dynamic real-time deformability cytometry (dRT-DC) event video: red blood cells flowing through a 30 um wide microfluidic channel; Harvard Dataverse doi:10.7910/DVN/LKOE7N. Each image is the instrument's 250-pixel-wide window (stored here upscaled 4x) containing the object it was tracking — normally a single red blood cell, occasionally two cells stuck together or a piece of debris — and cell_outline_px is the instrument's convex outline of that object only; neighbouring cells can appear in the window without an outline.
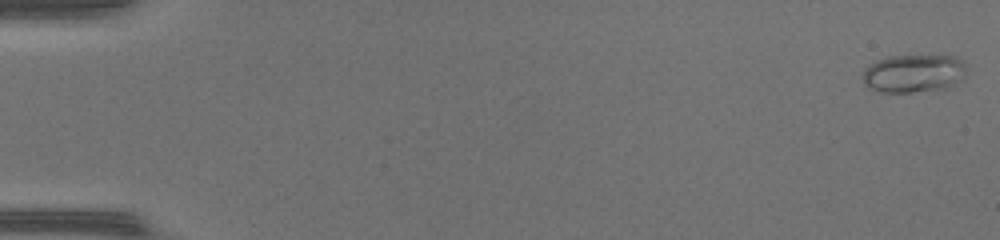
{"species": "common noctule bat (a hibernating species)", "species_latin": "Nyctalus noctula", "temperature_condition": "warm", "stored_images_in_passage": 48, "camera_frame_rate_fps": 3000, "um_per_image_px": 0.085, "animal": {"sex": "female", "body_mass_g": 17.0, "forearm_length_mm": 48.0}, "frame": {"image": 1, "passage_image": 1, "time_ms": 0.0, "image_size_px": [1000, 240], "cell_outline_px": [[964, 72], [948, 88], [912, 92], [880, 92], [864, 84], [864, 68], [876, 60], [892, 56], [952, 56], [960, 60], [964, 68]], "centroid_in_image_um": [77.58, 6.24], "position_along_channel_um": 7.4, "area_um2": 22.37}}
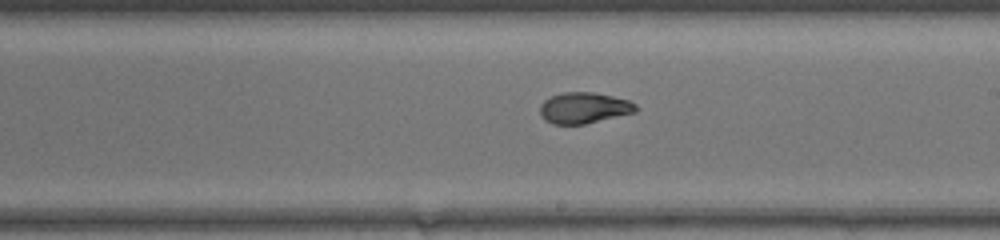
{"frame": {"image": 2, "passage_image": 29, "time_ms": 9.333, "image_size_px": [1000, 240], "cell_outline_px": [[640, 108], [636, 112], [584, 124], [552, 124], [544, 120], [540, 116], [540, 104], [544, 100], [552, 96], [564, 92], [592, 92], [612, 96], [628, 100], [636, 104]], "centroid_in_image_um": [49.63, 9.17], "position_along_channel_um": 239.4, "area_um2": 17.4}}
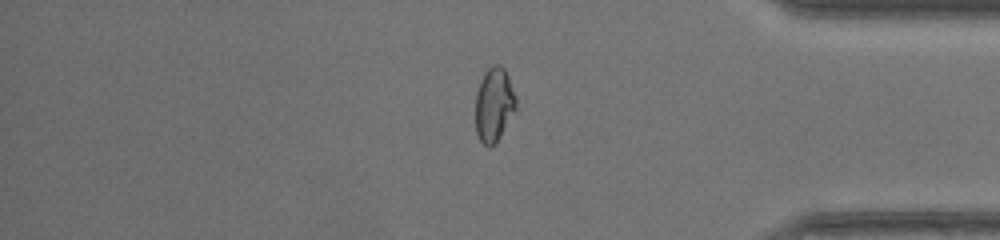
{"frame": {"image": 3, "passage_image": 41, "time_ms": 13.333, "image_size_px": [1000, 240], "cell_outline_px": [[516, 108], [496, 144], [488, 148], [480, 140], [476, 132], [476, 92], [480, 80], [484, 72], [492, 64], [500, 64], [504, 68], [508, 76], [516, 96]], "centroid_in_image_um": [41.99, 8.88], "position_along_channel_um": 393.2, "area_um2": 17.63}, "authors_computed_cell_mechanics": {"area_um2": 17.8891, "velocity_mm_per_s": 4.3657, "shape_relaxation_time_tau1_ms": 5.3776, "shape_relaxation_time_tau2_ms": 1.5528, "deformation_change_tau1": 0.2289, "deformation_change_tau2": 0.0748}}